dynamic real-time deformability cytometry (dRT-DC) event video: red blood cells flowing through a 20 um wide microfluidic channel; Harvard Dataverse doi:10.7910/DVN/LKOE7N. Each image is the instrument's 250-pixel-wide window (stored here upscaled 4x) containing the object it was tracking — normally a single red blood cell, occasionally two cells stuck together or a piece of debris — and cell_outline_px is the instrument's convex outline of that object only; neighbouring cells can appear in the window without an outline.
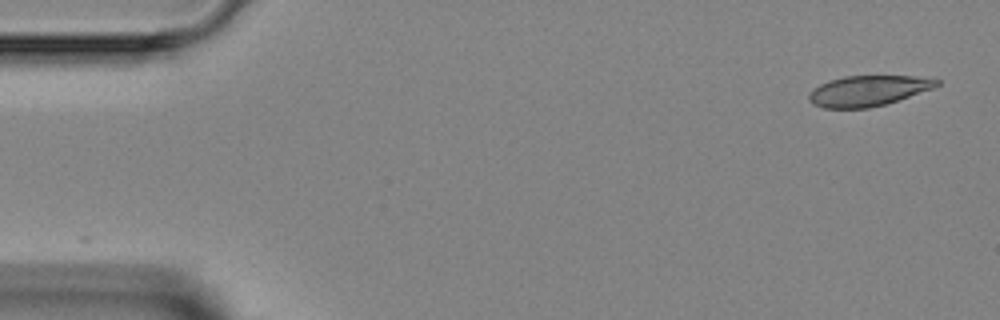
{"species": "Egyptian fruit bat (a non-hibernating species)", "species_latin": "Rousettus aegyptiacus", "temperature_condition": "room temperature", "stored_images_in_passage": 3, "camera_frame_rate_fps": 3000, "um_per_image_px": 0.085, "animal": {"sex": "female"}, "frame": {"image": 1, "passage_image": 1, "time_ms": 0.0, "image_size_px": [1000, 320], "cell_outline_px": [[940, 84], [932, 88], [884, 104], [868, 108], [824, 108], [812, 104], [808, 100], [808, 96], [820, 84], [828, 80], [844, 76], [916, 76], [940, 80]], "centroid_in_image_um": [73.75, 7.71], "position_along_channel_um": 11.2, "area_um2": 22.37}}